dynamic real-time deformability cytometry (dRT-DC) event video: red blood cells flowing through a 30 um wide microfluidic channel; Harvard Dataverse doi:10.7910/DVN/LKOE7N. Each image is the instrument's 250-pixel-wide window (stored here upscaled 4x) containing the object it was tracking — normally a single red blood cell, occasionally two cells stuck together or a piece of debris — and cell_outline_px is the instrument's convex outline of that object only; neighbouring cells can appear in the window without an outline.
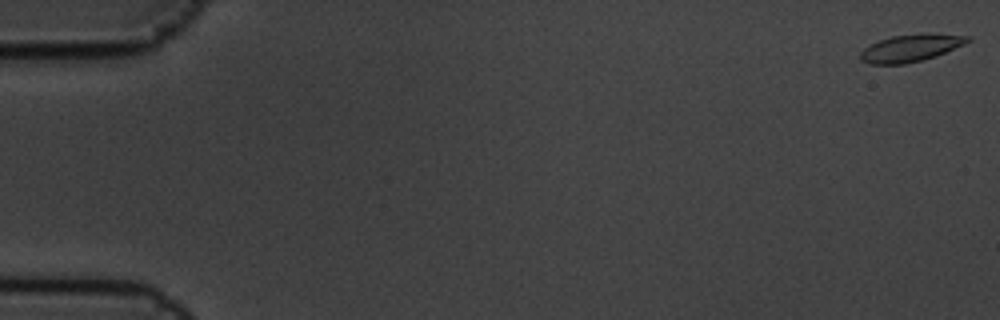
{"species": "common noctule bat (a hibernating species)", "species_latin": "Nyctalus noctula", "temperature_condition": "cold", "stored_images_in_passage": 5, "camera_frame_rate_fps": 3000, "um_per_image_px": 0.085, "animal": {"sex": "male", "body_mass_g": 19.5, "forearm_length_mm": 54.6}, "frame": {"image": 1, "passage_image": 1, "time_ms": 0.0, "image_size_px": [1000, 320], "cell_outline_px": [[972, 40], [964, 44], [936, 56], [904, 64], [868, 64], [860, 60], [860, 52], [868, 44], [892, 36], [972, 36]], "centroid_in_image_um": [77.3, 4.14], "position_along_channel_um": 7.7, "area_um2": 16.13}}
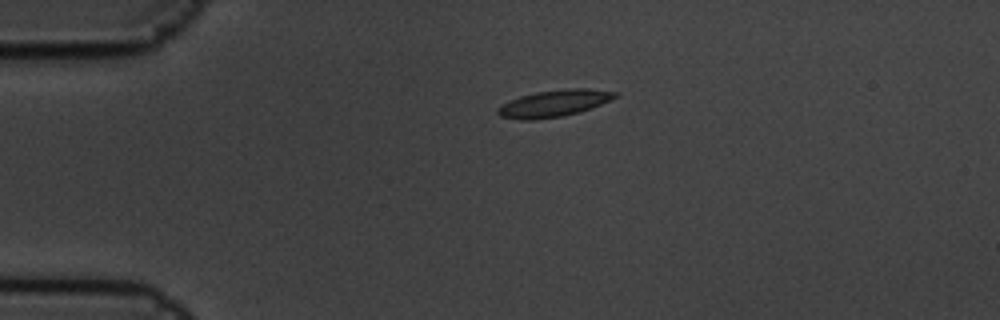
{"frame": {"image": 2, "passage_image": 4, "time_ms": 1.0, "image_size_px": [1000, 320], "cell_outline_px": [[620, 96], [592, 108], [580, 112], [560, 116], [532, 120], [520, 120], [500, 116], [496, 112], [496, 108], [520, 96], [536, 92], [568, 88], [588, 88], [620, 92]], "centroid_in_image_um": [47.15, 8.78], "position_along_channel_um": 37.8, "area_um2": 18.38}}